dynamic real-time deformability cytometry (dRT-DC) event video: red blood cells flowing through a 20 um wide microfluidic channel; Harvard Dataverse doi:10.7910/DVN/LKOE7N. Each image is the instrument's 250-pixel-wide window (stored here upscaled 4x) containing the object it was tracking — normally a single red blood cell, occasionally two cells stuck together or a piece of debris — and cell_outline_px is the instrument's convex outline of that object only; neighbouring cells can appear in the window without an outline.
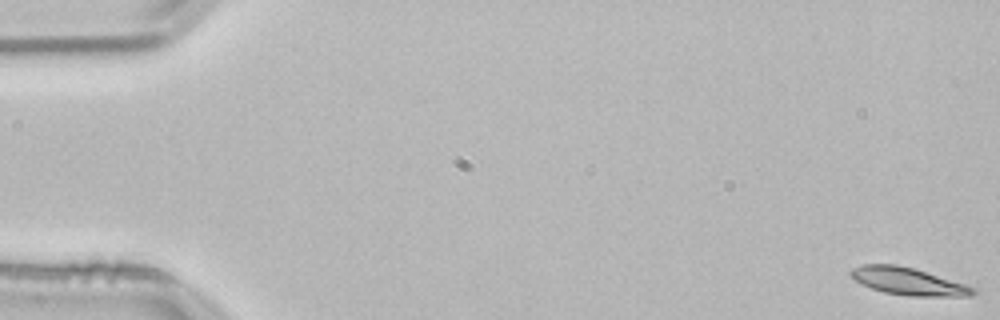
{"species": "common noctule bat (a hibernating species)", "species_latin": "Nyctalus noctula", "temperature_condition": "room temperature", "stored_images_in_passage": 54, "camera_frame_rate_fps": 3000, "um_per_image_px": 0.085, "animal": {"sex": "male", "body_mass_g": 21.5, "forearm_length_mm": 52.0}, "frame": {"image": 1, "passage_image": 1, "time_ms": 0.0, "image_size_px": [1000, 320], "cell_outline_px": [[976, 292], [972, 296], [908, 296], [884, 292], [872, 288], [856, 280], [848, 272], [852, 268], [864, 264], [896, 264], [912, 268], [964, 284], [976, 288]], "centroid_in_image_um": [77.19, 23.91], "position_along_channel_um": 7.8, "area_um2": 19.13}}
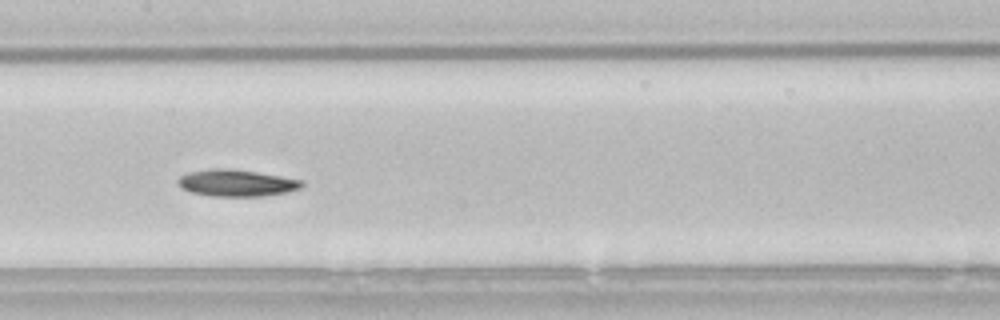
{"frame": {"image": 2, "passage_image": 27, "time_ms": 8.667, "image_size_px": [1000, 320], "cell_outline_px": [[304, 184], [300, 188], [284, 192], [264, 196], [212, 196], [192, 192], [180, 188], [176, 180], [180, 176], [188, 172], [212, 168], [228, 168], [256, 172], [304, 180]], "centroid_in_image_um": [20.07, 15.54], "position_along_channel_um": 187.3, "area_um2": 19.31}}
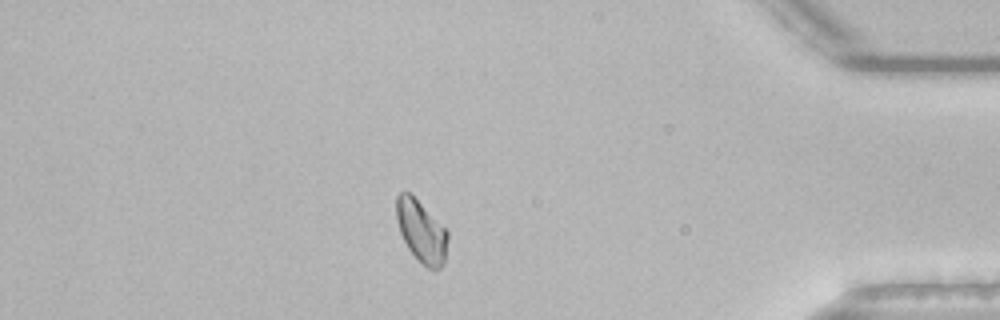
{"frame": {"image": 3, "passage_image": 47, "time_ms": 15.333, "image_size_px": [1000, 320], "cell_outline_px": [[448, 240], [444, 264], [436, 272], [428, 268], [408, 248], [400, 232], [396, 220], [396, 196], [400, 192], [408, 192], [448, 232]], "centroid_in_image_um": [35.81, 19.7], "position_along_channel_um": 399.4, "area_um2": 18.09}, "authors_computed_cell_mechanics": {"area_um2": 18.9006, "velocity_mm_per_s": 3.7694, "shape_relaxation_time_tau1_ms": 5.7045, "shape_relaxation_time_tau2_ms": null, "deformation_change_tau1": 0.1366, "deformation_change_tau2": null}}